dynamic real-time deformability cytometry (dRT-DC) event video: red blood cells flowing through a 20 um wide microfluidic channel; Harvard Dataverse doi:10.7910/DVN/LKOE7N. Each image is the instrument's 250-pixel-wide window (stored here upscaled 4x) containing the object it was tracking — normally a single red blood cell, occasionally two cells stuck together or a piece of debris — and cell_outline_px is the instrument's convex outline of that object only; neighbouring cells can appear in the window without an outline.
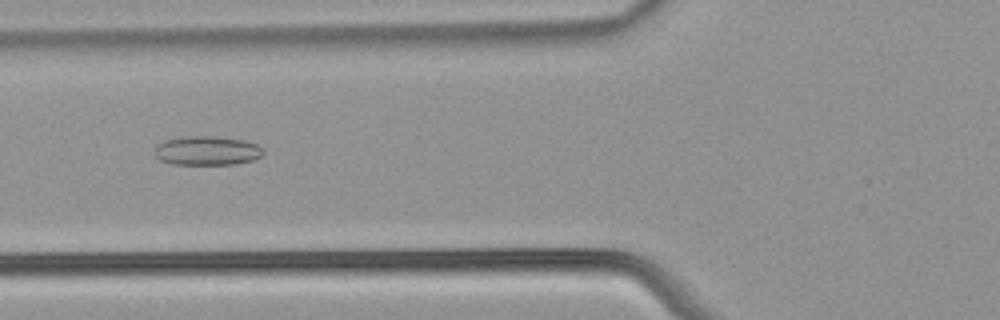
{"species": "common noctule bat (a hibernating species)", "species_latin": "Nyctalus noctula", "temperature_condition": "warm", "stored_images_in_passage": 40, "camera_frame_rate_fps": 3000, "um_per_image_px": 0.085, "animal": {"sex": "male", "body_mass_g": 21.5, "forearm_length_mm": 52.0}, "frame": {"image": 1, "passage_image": 11, "time_ms": 3.333, "image_size_px": [1000, 320], "cell_outline_px": [[264, 152], [260, 156], [252, 160], [236, 164], [172, 164], [160, 160], [156, 156], [156, 144], [164, 140], [180, 136], [212, 136], [248, 140], [256, 144]], "centroid_in_image_um": [17.58, 12.79], "position_along_channel_um": 108.2, "area_um2": 18.5}}
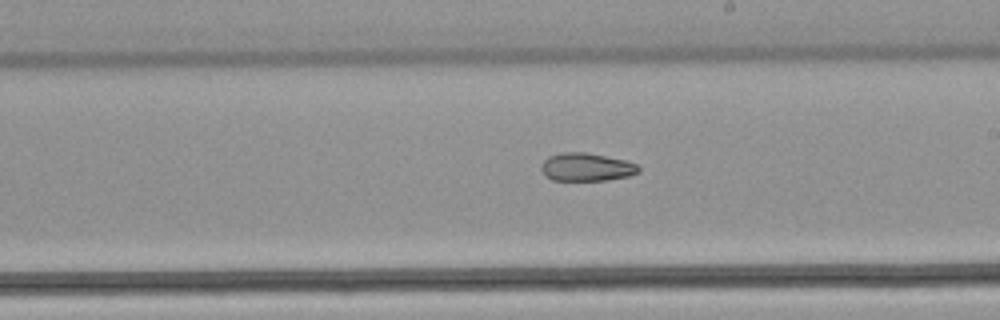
{"frame": {"image": 2, "passage_image": 21, "time_ms": 6.667, "image_size_px": [1000, 320], "cell_outline_px": [[640, 172], [628, 176], [608, 180], [552, 180], [544, 176], [540, 168], [544, 160], [548, 156], [560, 152], [584, 152], [624, 160], [636, 164], [640, 168]], "centroid_in_image_um": [49.81, 14.2], "position_along_channel_um": 239.2, "area_um2": 15.95}}
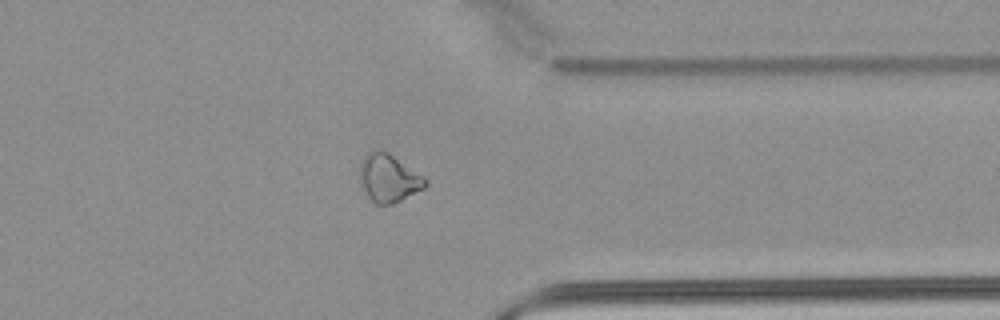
{"frame": {"image": 3, "passage_image": 32, "time_ms": 10.333, "image_size_px": [1000, 320], "cell_outline_px": [[428, 184], [424, 188], [392, 204], [376, 204], [368, 196], [364, 188], [360, 176], [360, 164], [364, 156], [372, 148], [380, 148], [388, 152], [428, 180]], "centroid_in_image_um": [33.03, 15.1], "position_along_channel_um": 378.4, "area_um2": 18.03}, "authors_computed_cell_mechanics": {"area_um2": 18.0625, "velocity_mm_per_s": 3.9293, "shape_relaxation_time_tau1_ms": null, "shape_relaxation_time_tau2_ms": 5.0345, "deformation_change_tau1": null, "deformation_change_tau2": 0.1147}}